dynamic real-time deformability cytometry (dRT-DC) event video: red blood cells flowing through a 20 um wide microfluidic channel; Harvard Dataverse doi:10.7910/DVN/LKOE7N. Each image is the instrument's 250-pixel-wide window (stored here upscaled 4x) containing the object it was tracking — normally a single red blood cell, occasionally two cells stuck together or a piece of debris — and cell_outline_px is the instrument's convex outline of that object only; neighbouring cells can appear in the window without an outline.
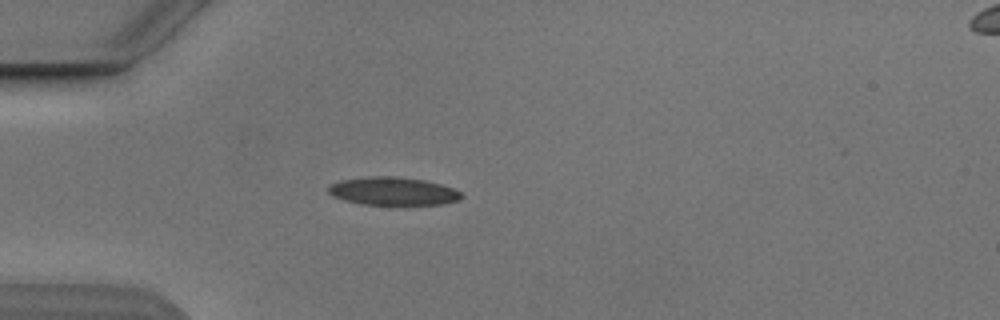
{"species": "Egyptian fruit bat (a non-hibernating species)", "species_latin": "Rousettus aegyptiacus", "temperature_condition": "cold", "stored_images_in_passage": 4, "camera_frame_rate_fps": 3000, "um_per_image_px": 0.085, "animal": {"sex": "male"}, "frame": {"image": 1, "passage_image": 3, "time_ms": 3.333, "image_size_px": [1000, 320], "cell_outline_px": [[464, 196], [460, 200], [444, 204], [360, 204], [344, 200], [332, 196], [328, 192], [328, 184], [340, 180], [372, 176], [392, 176], [424, 180], [440, 184], [452, 188], [460, 192]], "centroid_in_image_um": [33.38, 16.25], "position_along_channel_um": 51.6, "area_um2": 21.73}}